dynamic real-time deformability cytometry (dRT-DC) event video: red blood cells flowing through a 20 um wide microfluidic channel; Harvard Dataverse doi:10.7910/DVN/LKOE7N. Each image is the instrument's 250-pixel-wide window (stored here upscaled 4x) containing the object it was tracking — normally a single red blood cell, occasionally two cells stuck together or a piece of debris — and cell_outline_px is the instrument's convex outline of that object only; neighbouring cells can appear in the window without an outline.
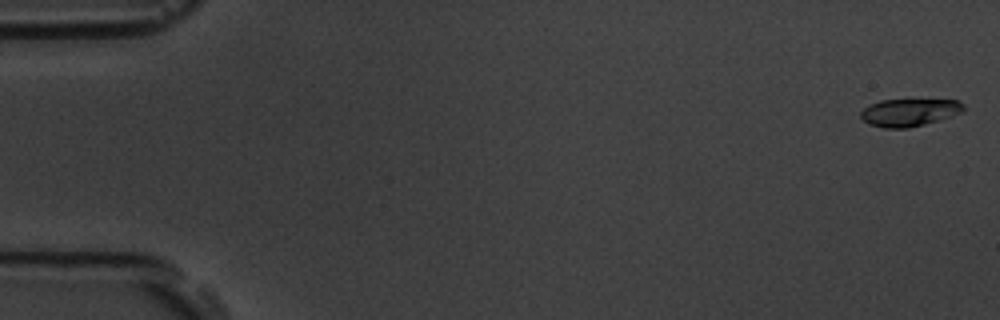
{"species": "common noctule bat (a hibernating species)", "species_latin": "Nyctalus noctula", "temperature_condition": "room temperature", "stored_images_in_passage": 55, "camera_frame_rate_fps": 3000, "um_per_image_px": 0.085, "animal": {"sex": "male", "body_mass_g": 19.5, "forearm_length_mm": 54.6}, "frame": {"image": 1, "passage_image": 1, "time_ms": 0.0, "image_size_px": [1000, 320], "cell_outline_px": [[964, 112], [924, 124], [908, 128], [884, 128], [868, 124], [860, 116], [860, 112], [868, 104], [880, 100], [956, 100], [964, 104]], "centroid_in_image_um": [77.26, 9.55], "position_along_channel_um": 7.7, "area_um2": 16.47}}
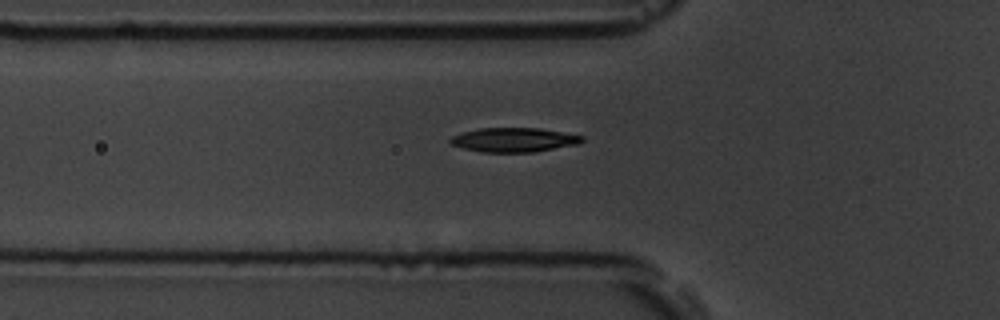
{"frame": {"image": 2, "passage_image": 19, "time_ms": 6.0, "image_size_px": [1000, 320], "cell_outline_px": [[584, 140], [580, 144], [532, 152], [480, 152], [464, 148], [452, 144], [448, 140], [452, 136], [460, 132], [480, 128], [540, 128], [584, 136]], "centroid_in_image_um": [43.68, 11.88], "position_along_channel_um": 82.1, "area_um2": 18.67}}
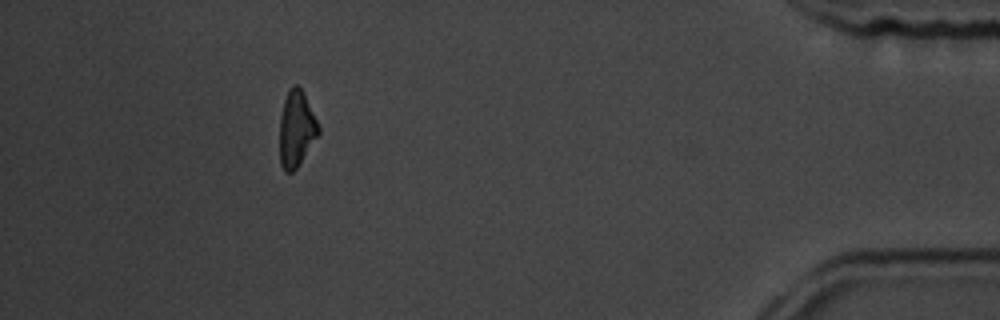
{"frame": {"image": 3, "passage_image": 50, "time_ms": 16.333, "image_size_px": [1000, 320], "cell_outline_px": [[320, 132], [296, 168], [292, 172], [284, 172], [280, 164], [280, 116], [284, 100], [292, 84], [296, 84], [304, 92], [320, 128]], "centroid_in_image_um": [25.18, 10.94], "position_along_channel_um": 410.0, "area_um2": 17.05}, "authors_computed_cell_mechanics": {"area_um2": 18.0914, "velocity_mm_per_s": 3.724, "shape_relaxation_time_tau1_ms": 3.0775, "shape_relaxation_time_tau2_ms": 3.7287, "deformation_change_tau1": 0.1223, "deformation_change_tau2": 0.0987}}